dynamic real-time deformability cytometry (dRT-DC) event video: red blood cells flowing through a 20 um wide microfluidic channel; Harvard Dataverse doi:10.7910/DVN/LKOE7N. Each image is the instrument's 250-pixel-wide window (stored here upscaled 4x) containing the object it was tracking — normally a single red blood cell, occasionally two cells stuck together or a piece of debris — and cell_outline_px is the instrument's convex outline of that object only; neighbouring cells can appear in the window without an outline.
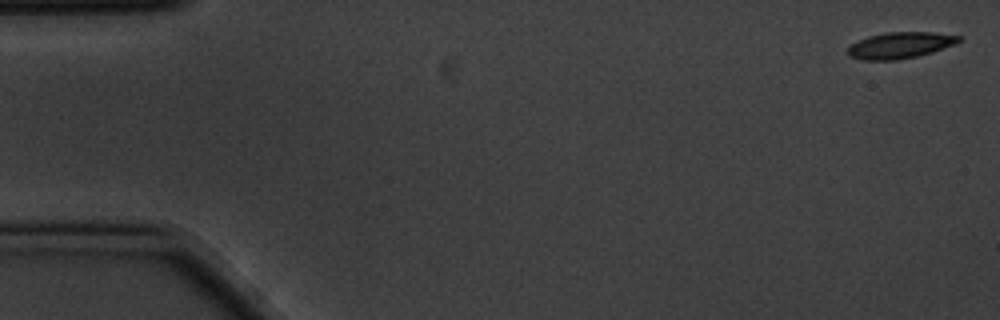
{"species": "common noctule bat (a hibernating species)", "species_latin": "Nyctalus noctula", "temperature_condition": "cold", "stored_images_in_passage": 6, "camera_frame_rate_fps": 3000, "um_per_image_px": 0.085, "animal": {"sex": "male", "body_mass_g": 20.1, "forearm_length_mm": 53.5}, "frame": {"image": 1, "passage_image": 1, "time_ms": 0.0, "image_size_px": [1000, 320], "cell_outline_px": [[960, 40], [952, 44], [932, 52], [916, 56], [896, 60], [864, 60], [848, 56], [848, 48], [852, 44], [868, 36], [888, 32], [932, 32], [960, 36]], "centroid_in_image_um": [76.47, 3.85], "position_along_channel_um": 8.5, "area_um2": 16.65}}
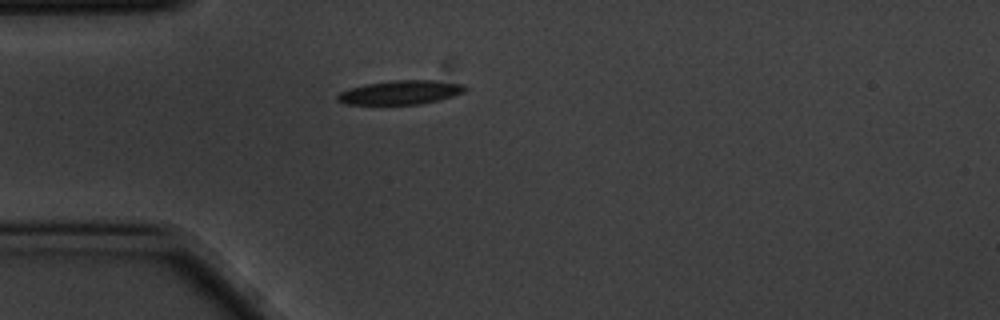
{"frame": {"image": 2, "passage_image": 5, "time_ms": 1.333, "image_size_px": [1000, 320], "cell_outline_px": [[468, 88], [464, 92], [440, 100], [420, 104], [344, 104], [336, 100], [336, 96], [340, 92], [348, 88], [364, 84], [392, 80], [436, 80], [464, 84]], "centroid_in_image_um": [34.04, 7.85], "position_along_channel_um": 51.0, "area_um2": 18.03}}